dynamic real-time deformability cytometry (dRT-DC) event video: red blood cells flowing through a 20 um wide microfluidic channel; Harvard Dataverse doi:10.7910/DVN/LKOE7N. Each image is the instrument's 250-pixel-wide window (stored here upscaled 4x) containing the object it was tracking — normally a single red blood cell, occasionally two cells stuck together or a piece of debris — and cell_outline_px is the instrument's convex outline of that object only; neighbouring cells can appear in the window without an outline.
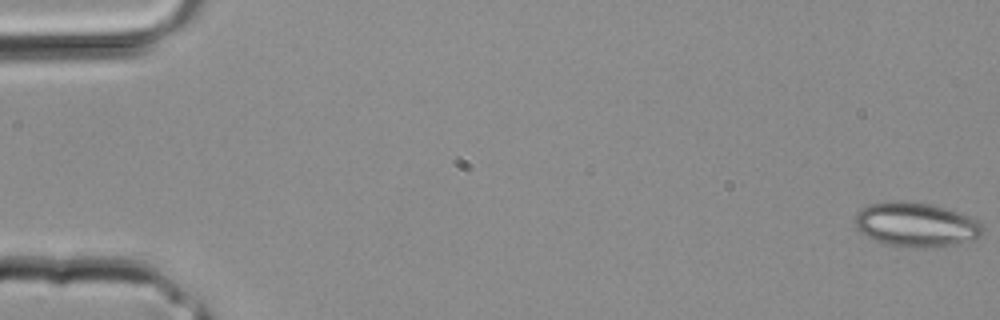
{"species": "common noctule bat (a hibernating species)", "species_latin": "Nyctalus noctula", "temperature_condition": "room temperature", "stored_images_in_passage": 3, "camera_frame_rate_fps": 3000, "um_per_image_px": 0.085, "animal": {"sex": "male", "body_mass_g": 20.4}, "frame": {"image": 1, "passage_image": 1, "time_ms": 0.0, "image_size_px": [1000, 320], "cell_outline_px": [[984, 232], [980, 236], [972, 240], [948, 244], [920, 248], [908, 248], [888, 244], [876, 240], [860, 232], [856, 228], [856, 212], [868, 204], [892, 200], [904, 200], [928, 204], [944, 208], [968, 216], [976, 220], [984, 228]], "centroid_in_image_um": [77.82, 19.08], "position_along_channel_um": 7.2, "area_um2": 32.66}}